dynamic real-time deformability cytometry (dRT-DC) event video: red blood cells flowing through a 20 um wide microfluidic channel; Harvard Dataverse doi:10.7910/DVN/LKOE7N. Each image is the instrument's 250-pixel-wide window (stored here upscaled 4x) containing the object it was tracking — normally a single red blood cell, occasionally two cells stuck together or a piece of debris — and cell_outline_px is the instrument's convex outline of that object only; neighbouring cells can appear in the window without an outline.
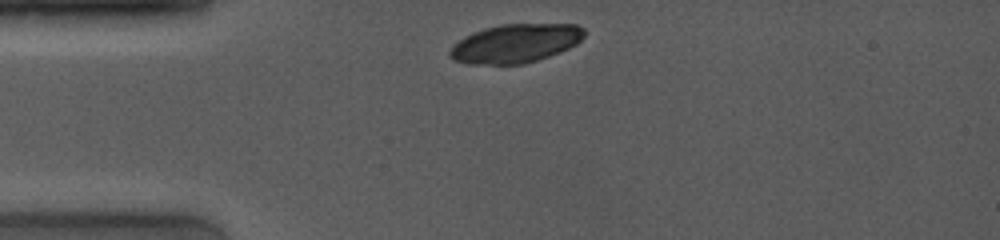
{"species": "common noctule bat (a hibernating species)", "species_latin": "Nyctalus noctula", "temperature_condition": "room temperature", "stored_images_in_passage": 4, "camera_frame_rate_fps": 4000, "um_per_image_px": 0.085, "animal": {"sex": "female", "body_mass_g": 19.0, "forearm_length_mm": 53.3}, "frame": {"image": 1, "passage_image": 1, "time_ms": 0.0, "image_size_px": [1000, 240], "cell_outline_px": [[584, 36], [576, 44], [568, 48], [548, 56], [524, 64], [468, 64], [456, 60], [448, 56], [448, 52], [464, 36], [472, 32], [484, 28], [500, 24], [576, 24], [584, 28]], "centroid_in_image_um": [43.81, 3.68], "position_along_channel_um": 41.2, "area_um2": 30.17}}